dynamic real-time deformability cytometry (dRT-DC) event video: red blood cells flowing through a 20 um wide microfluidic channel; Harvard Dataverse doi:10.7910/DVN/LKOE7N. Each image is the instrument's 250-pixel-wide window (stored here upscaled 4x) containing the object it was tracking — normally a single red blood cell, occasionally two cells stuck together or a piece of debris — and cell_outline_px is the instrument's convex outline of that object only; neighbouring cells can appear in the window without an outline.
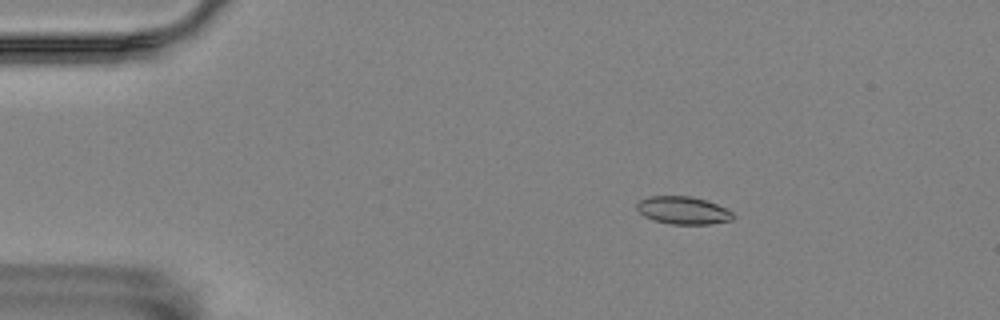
{"species": "Egyptian fruit bat (a non-hibernating species)", "species_latin": "Rousettus aegyptiacus", "temperature_condition": "room temperature", "stored_images_in_passage": 56, "camera_frame_rate_fps": 3000, "um_per_image_px": 0.085, "animal": {"sex": "female"}, "frame": {"image": 1, "passage_image": 9, "time_ms": 2.667, "image_size_px": [1000, 320], "cell_outline_px": [[736, 216], [732, 220], [708, 224], [672, 224], [652, 220], [644, 216], [636, 208], [636, 204], [640, 200], [648, 196], [692, 196], [708, 200], [732, 212]], "centroid_in_image_um": [58.06, 17.87], "position_along_channel_um": 26.9, "area_um2": 15.61}}
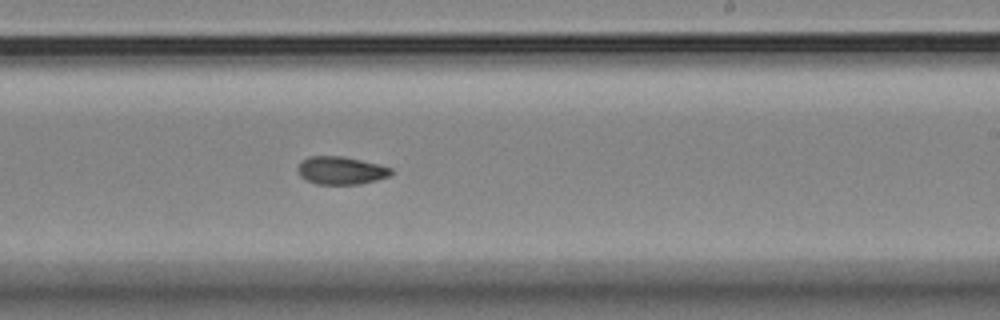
{"frame": {"image": 2, "passage_image": 34, "time_ms": 11.0, "image_size_px": [1000, 320], "cell_outline_px": [[392, 172], [388, 176], [376, 180], [360, 184], [316, 184], [300, 176], [296, 168], [308, 156], [344, 156], [392, 168]], "centroid_in_image_um": [28.96, 14.49], "position_along_channel_um": 260.0, "area_um2": 14.97}}
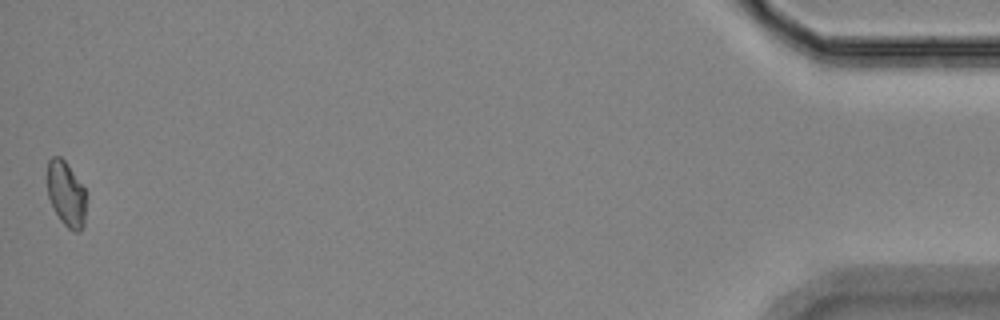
{"frame": {"image": 3, "passage_image": 56, "time_ms": 18.333, "image_size_px": [1000, 320], "cell_outline_px": [[88, 192], [84, 224], [80, 232], [72, 232], [60, 220], [48, 196], [48, 160], [52, 156], [60, 156], [64, 160]], "centroid_in_image_um": [5.67, 16.51], "position_along_channel_um": 429.5, "area_um2": 14.97}, "authors_computed_cell_mechanics": {"area_um2": 15.317, "velocity_mm_per_s": 3.5362, "shape_relaxation_time_tau1_ms": null, "shape_relaxation_time_tau2_ms": 4.4251, "deformation_change_tau1": null, "deformation_change_tau2": 0.0714}}